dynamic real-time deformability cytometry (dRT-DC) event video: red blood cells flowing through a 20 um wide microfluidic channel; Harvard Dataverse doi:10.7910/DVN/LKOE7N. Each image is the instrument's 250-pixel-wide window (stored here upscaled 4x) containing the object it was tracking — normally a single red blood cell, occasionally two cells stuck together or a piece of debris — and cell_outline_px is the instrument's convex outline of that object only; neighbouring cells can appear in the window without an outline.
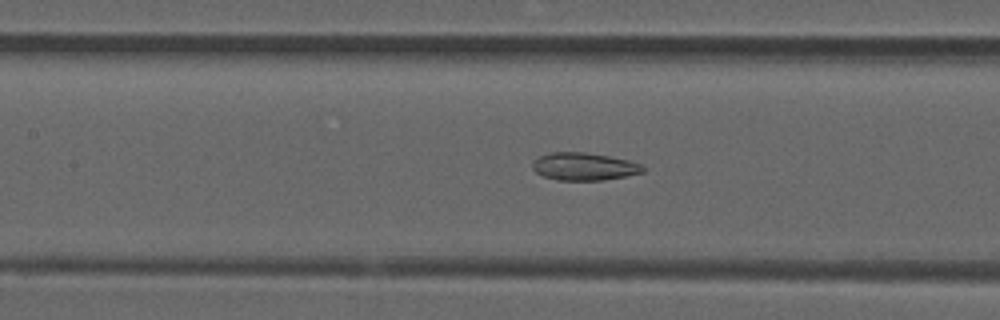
{"species": "common noctule bat (a hibernating species)", "species_latin": "Nyctalus noctula", "temperature_condition": "room temperature", "stored_images_in_passage": 38, "camera_frame_rate_fps": 3000, "um_per_image_px": 0.085, "animal": {"sex": "male", "forearm_length_mm": 52.5}, "frame": {"image": 1, "passage_image": 15, "time_ms": 4.667, "image_size_px": [1000, 320], "cell_outline_px": [[644, 172], [604, 180], [556, 180], [544, 176], [536, 172], [532, 168], [532, 164], [540, 156], [552, 152], [584, 152], [608, 156], [628, 160], [640, 164], [644, 168]], "centroid_in_image_um": [49.64, 14.16], "position_along_channel_um": 157.8, "area_um2": 17.57}}
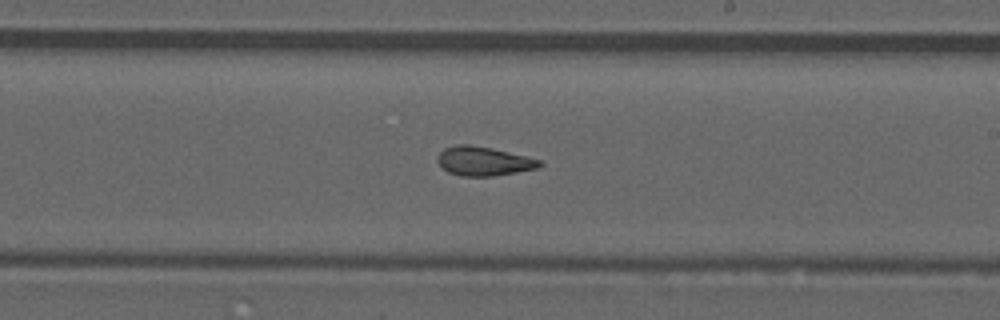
{"frame": {"image": 2, "passage_image": 22, "time_ms": 7.0, "image_size_px": [1000, 320], "cell_outline_px": [[544, 164], [540, 168], [492, 176], [460, 176], [448, 172], [440, 168], [436, 160], [436, 156], [444, 148], [456, 144], [468, 144], [492, 148], [540, 160]], "centroid_in_image_um": [41.05, 13.7], "position_along_channel_um": 247.9, "area_um2": 17.46}}
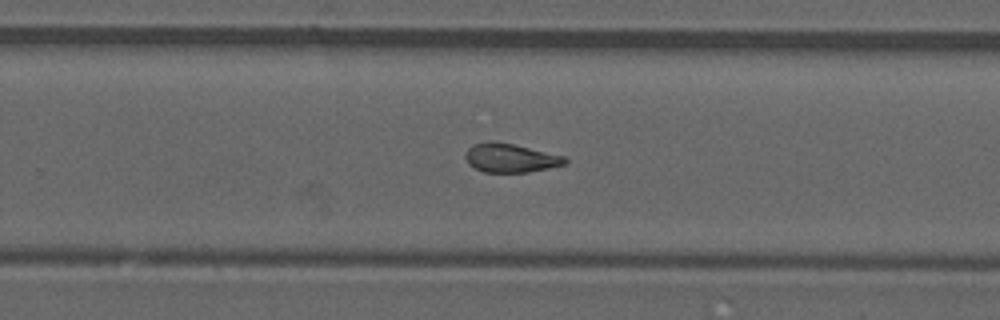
{"frame": {"image": 3, "passage_image": 25, "time_ms": 8.0, "image_size_px": [1000, 320], "cell_outline_px": [[568, 164], [528, 172], [484, 172], [468, 164], [464, 156], [468, 148], [472, 144], [488, 140], [492, 140], [512, 144], [564, 156], [568, 160]], "centroid_in_image_um": [43.36, 13.42], "position_along_channel_um": 286.4, "area_um2": 16.76}, "authors_computed_cell_mechanics": {"area_um2": 17.3978, "velocity_mm_per_s": 3.8828, "shape_relaxation_time_tau1_ms": null, "shape_relaxation_time_tau2_ms": 2.4118, "deformation_change_tau1": null, "deformation_change_tau2": 0.1046}}